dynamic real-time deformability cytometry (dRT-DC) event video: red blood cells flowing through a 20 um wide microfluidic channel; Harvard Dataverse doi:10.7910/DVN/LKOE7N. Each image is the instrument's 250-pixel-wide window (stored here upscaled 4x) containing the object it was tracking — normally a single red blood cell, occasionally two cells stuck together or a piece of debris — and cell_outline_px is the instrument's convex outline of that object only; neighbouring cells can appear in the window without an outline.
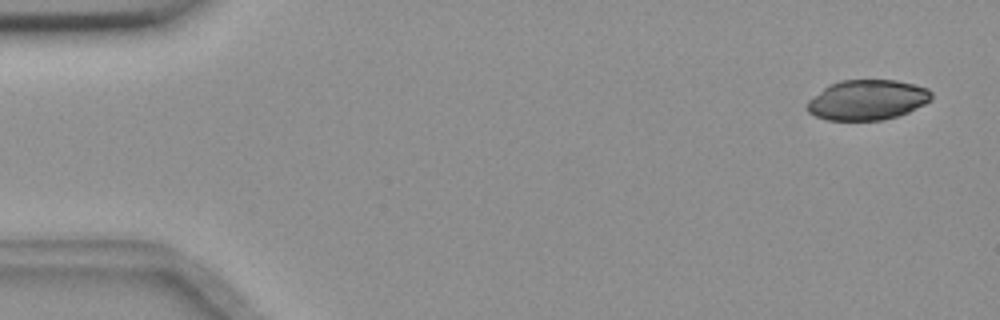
{"species": "common noctule bat (a hibernating species)", "species_latin": "Nyctalus noctula", "temperature_condition": "room temperature", "stored_images_in_passage": 6, "camera_frame_rate_fps": 3000, "um_per_image_px": 0.085, "animal": {"sex": "female", "body_mass_g": 18.4}, "frame": {"image": 1, "passage_image": 1, "time_ms": 0.0, "image_size_px": [1000, 320], "cell_outline_px": [[932, 100], [908, 112], [884, 120], [828, 120], [816, 116], [808, 112], [804, 108], [804, 104], [808, 100], [828, 84], [840, 80], [896, 80], [928, 88], [932, 92]], "centroid_in_image_um": [73.68, 8.49], "position_along_channel_um": 11.3, "area_um2": 29.3}}
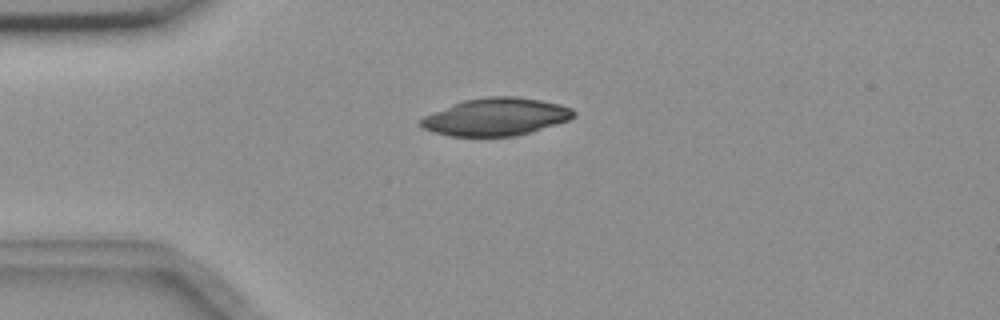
{"frame": {"image": 2, "passage_image": 4, "time_ms": 1.0, "image_size_px": [1000, 320], "cell_outline_px": [[576, 116], [568, 120], [532, 132], [516, 136], [448, 136], [432, 132], [416, 124], [424, 116], [452, 104], [464, 100], [488, 96], [516, 96], [540, 100], [560, 104], [572, 108], [576, 112]], "centroid_in_image_um": [42.15, 9.93], "position_along_channel_um": 42.8, "area_um2": 33.64}}